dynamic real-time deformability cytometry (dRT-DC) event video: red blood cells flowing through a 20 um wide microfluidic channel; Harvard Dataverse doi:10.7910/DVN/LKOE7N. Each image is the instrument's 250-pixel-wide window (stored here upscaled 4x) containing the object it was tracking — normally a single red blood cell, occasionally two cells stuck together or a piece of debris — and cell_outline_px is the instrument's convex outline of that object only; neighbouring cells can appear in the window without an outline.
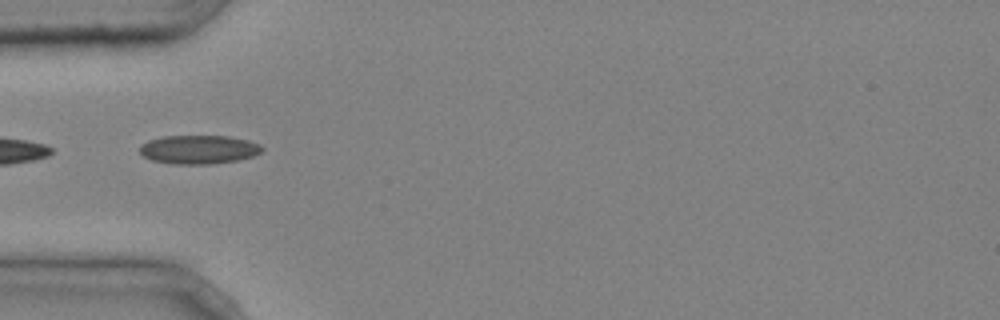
{"species": "common noctule bat (a hibernating species)", "species_latin": "Nyctalus noctula", "temperature_condition": "cold", "stored_images_in_passage": 5, "camera_frame_rate_fps": 3000, "um_per_image_px": 0.085, "animal": {"sex": "male", "body_mass_g": 20.4}, "frame": {"image": 1, "passage_image": 4, "time_ms": 1.0, "image_size_px": [1000, 320], "cell_outline_px": [[264, 148], [260, 152], [252, 156], [236, 160], [212, 164], [172, 164], [152, 160], [144, 156], [140, 152], [140, 144], [148, 140], [164, 136], [228, 136], [248, 140], [260, 144]], "centroid_in_image_um": [16.88, 12.7], "position_along_channel_um": 68.1, "area_um2": 20.46}}